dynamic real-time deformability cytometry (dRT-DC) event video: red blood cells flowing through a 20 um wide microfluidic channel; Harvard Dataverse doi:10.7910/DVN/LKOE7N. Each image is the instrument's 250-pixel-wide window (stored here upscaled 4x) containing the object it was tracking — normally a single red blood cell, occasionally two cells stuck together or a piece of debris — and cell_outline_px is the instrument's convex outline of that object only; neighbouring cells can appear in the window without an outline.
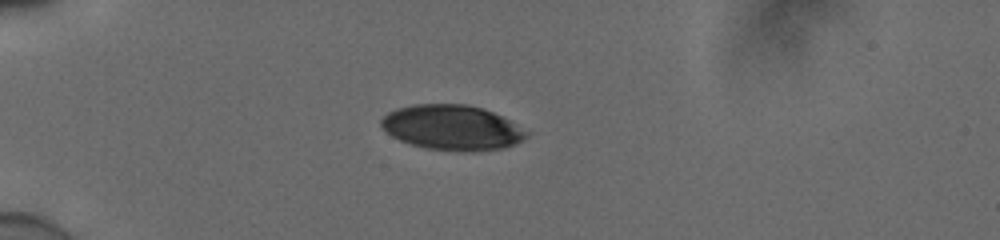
{"species": "human", "species_latin": "Homo sapiens", "temperature_condition": "cold", "stored_images_in_passage": 40, "camera_frame_rate_fps": 3000, "um_per_image_px": 0.085, "donor": {"sex": "male"}, "frame": {"image": 1, "passage_image": 1, "time_ms": 0.0, "image_size_px": [1000, 240], "cell_outline_px": [[528, 136], [504, 148], [476, 152], [464, 152], [428, 148], [412, 144], [400, 140], [392, 136], [380, 124], [380, 120], [388, 112], [396, 108], [416, 104], [468, 104], [492, 112], [508, 120], [528, 132]], "centroid_in_image_um": [38.4, 10.84], "position_along_channel_um": 46.6, "area_um2": 37.8}}
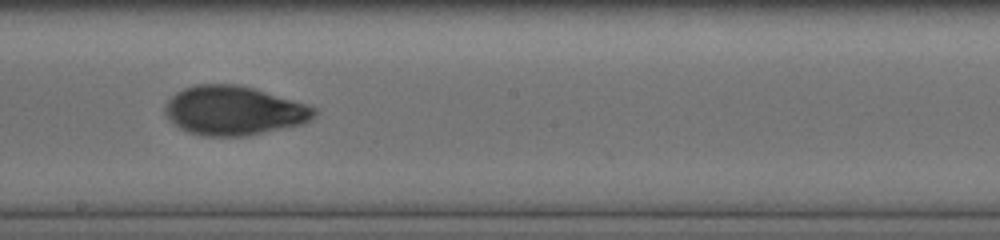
{"frame": {"image": 2, "passage_image": 18, "time_ms": 5.667, "image_size_px": [1000, 240], "cell_outline_px": [[320, 112], [312, 120], [304, 124], [244, 136], [200, 136], [188, 132], [180, 128], [168, 120], [164, 112], [164, 108], [168, 100], [176, 92], [184, 88], [196, 84], [236, 84], [252, 88], [308, 104], [316, 108]], "centroid_in_image_um": [19.89, 9.41], "position_along_channel_um": 228.3, "area_um2": 43.0}}
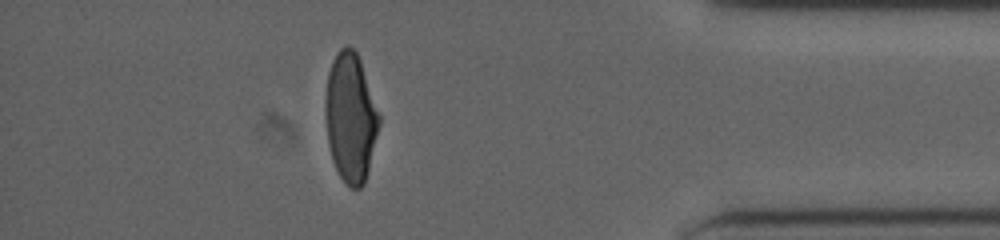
{"frame": {"image": 3, "passage_image": 34, "time_ms": 11.0, "image_size_px": [1000, 240], "cell_outline_px": [[380, 124], [364, 184], [360, 188], [352, 188], [340, 176], [332, 160], [328, 144], [324, 112], [324, 100], [328, 72], [332, 60], [336, 52], [340, 48], [348, 44], [356, 52], [360, 60], [380, 116]], "centroid_in_image_um": [29.77, 9.95], "position_along_channel_um": 405.4, "area_um2": 40.4}, "authors_computed_cell_mechanics": {"area_um2": 41.1825, "velocity_mm_per_s": 3.8925, "shape_relaxation_time_tau1_ms": 4.1942, "shape_relaxation_time_tau2_ms": 1.6052, "deformation_change_tau1": 0.1736, "deformation_change_tau2": 0.0585}}